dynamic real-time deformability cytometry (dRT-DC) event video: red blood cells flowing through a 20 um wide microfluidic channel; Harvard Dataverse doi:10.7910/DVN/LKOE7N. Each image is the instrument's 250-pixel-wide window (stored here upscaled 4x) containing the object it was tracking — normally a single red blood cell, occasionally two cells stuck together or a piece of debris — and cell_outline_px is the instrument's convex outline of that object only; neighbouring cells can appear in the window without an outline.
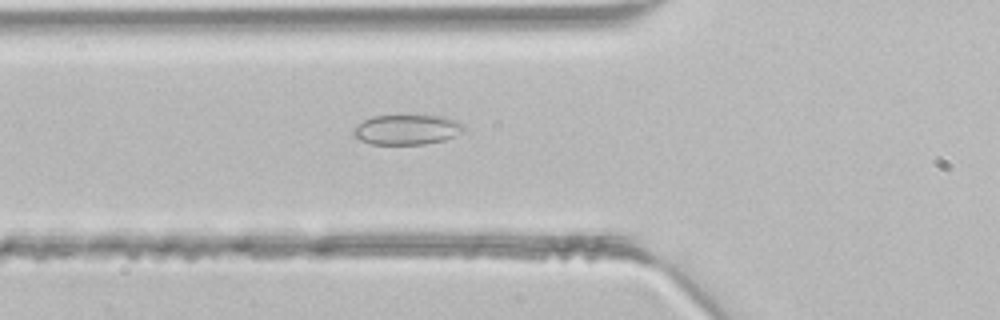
{"species": "common noctule bat (a hibernating species)", "species_latin": "Nyctalus noctula", "temperature_condition": "room temperature", "stored_images_in_passage": 4, "camera_frame_rate_fps": 3000, "um_per_image_px": 0.085, "animal": {"sex": "male", "body_mass_g": 21.5, "forearm_length_mm": 52.0}, "frame": {"image": 1, "passage_image": 4, "time_ms": 1.0, "image_size_px": [1000, 320], "cell_outline_px": [[464, 128], [456, 136], [444, 140], [424, 144], [372, 144], [360, 140], [352, 132], [364, 120], [372, 116], [396, 112], [448, 116], [464, 124]], "centroid_in_image_um": [34.63, 10.95], "position_along_channel_um": 91.2, "area_um2": 20.17}}